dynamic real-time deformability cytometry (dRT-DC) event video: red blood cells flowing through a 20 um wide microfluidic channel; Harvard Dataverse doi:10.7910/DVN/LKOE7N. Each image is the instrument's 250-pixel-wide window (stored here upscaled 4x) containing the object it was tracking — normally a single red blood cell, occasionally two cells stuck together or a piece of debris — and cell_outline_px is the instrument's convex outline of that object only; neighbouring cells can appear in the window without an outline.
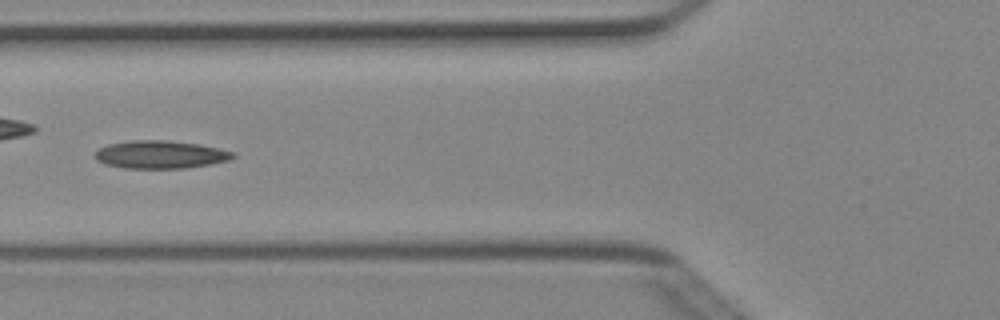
{"species": "Egyptian fruit bat (a non-hibernating species)", "species_latin": "Rousettus aegyptiacus", "temperature_condition": "cold", "stored_images_in_passage": 6, "camera_frame_rate_fps": 3000, "um_per_image_px": 0.085, "animal": {"sex": "female"}, "frame": {"image": 1, "passage_image": 5, "time_ms": 1.333, "image_size_px": [1000, 320], "cell_outline_px": [[236, 156], [228, 160], [208, 164], [184, 168], [124, 168], [104, 164], [96, 160], [96, 152], [100, 148], [108, 144], [132, 140], [168, 140], [200, 144], [236, 152]], "centroid_in_image_um": [13.64, 13.13], "position_along_channel_um": 112.2, "area_um2": 22.37}}
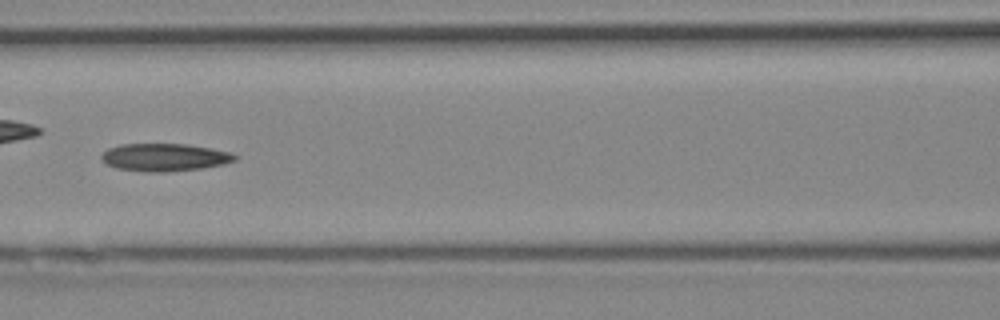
{"frame": {"image": 2, "passage_image": 6, "time_ms": 1.667, "image_size_px": [1000, 320], "cell_outline_px": [[240, 156], [236, 160], [224, 164], [204, 168], [164, 172], [144, 172], [116, 168], [104, 164], [100, 160], [100, 156], [108, 148], [120, 144], [184, 144], [212, 148], [232, 152]], "centroid_in_image_um": [13.99, 13.37], "position_along_channel_um": 152.6, "area_um2": 21.91}}